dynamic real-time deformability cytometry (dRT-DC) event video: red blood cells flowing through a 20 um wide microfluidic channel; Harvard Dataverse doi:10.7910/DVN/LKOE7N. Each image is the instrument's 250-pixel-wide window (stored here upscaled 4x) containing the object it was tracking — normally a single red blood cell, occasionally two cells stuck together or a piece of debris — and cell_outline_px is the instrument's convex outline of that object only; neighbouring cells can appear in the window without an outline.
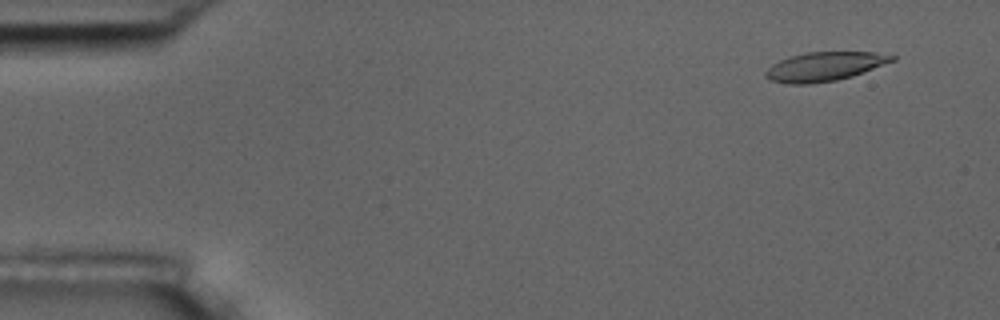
{"species": "common noctule bat (a hibernating species)", "species_latin": "Nyctalus noctula", "temperature_condition": "room temperature", "stored_images_in_passage": 52, "camera_frame_rate_fps": 3000, "um_per_image_px": 0.085, "animal": {"sex": "male", "body_mass_g": 17.5, "forearm_length_mm": 52.3}, "frame": {"image": 1, "passage_image": 1, "time_ms": 0.0, "image_size_px": [1000, 320], "cell_outline_px": [[896, 60], [852, 76], [836, 80], [812, 84], [788, 84], [772, 80], [764, 76], [764, 72], [772, 64], [780, 60], [792, 56], [808, 52], [872, 52], [896, 56]], "centroid_in_image_um": [70.07, 5.66], "position_along_channel_um": 14.9, "area_um2": 21.21}}
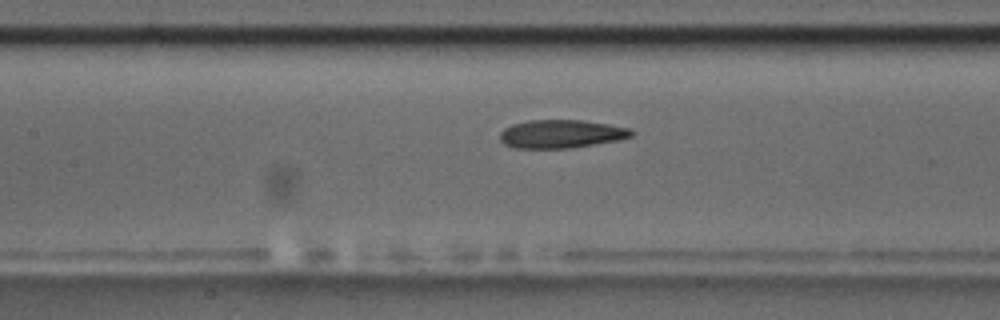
{"frame": {"image": 2, "passage_image": 22, "time_ms": 7.0, "image_size_px": [1000, 320], "cell_outline_px": [[636, 132], [632, 136], [620, 140], [568, 148], [516, 148], [504, 144], [500, 140], [500, 132], [504, 128], [512, 124], [528, 120], [584, 120], [608, 124], [628, 128]], "centroid_in_image_um": [47.7, 11.38], "position_along_channel_um": 159.7, "area_um2": 21.73}}
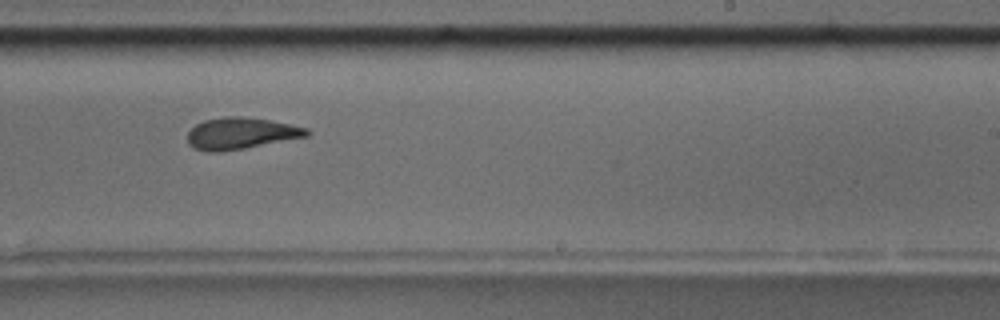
{"frame": {"image": 3, "passage_image": 31, "time_ms": 10.0, "image_size_px": [1000, 320], "cell_outline_px": [[308, 136], [244, 148], [220, 152], [208, 152], [192, 148], [188, 144], [188, 132], [196, 124], [204, 120], [224, 116], [240, 116], [268, 120], [308, 128]], "centroid_in_image_um": [20.41, 11.34], "position_along_channel_um": 268.6, "area_um2": 21.79}, "authors_computed_cell_mechanics": {"area_um2": 22.3108, "velocity_mm_per_s": 3.6457, "shape_relaxation_time_tau1_ms": 6.406, "shape_relaxation_time_tau2_ms": 3.3339, "deformation_change_tau1": 0.1934, "deformation_change_tau2": 0.1251}}